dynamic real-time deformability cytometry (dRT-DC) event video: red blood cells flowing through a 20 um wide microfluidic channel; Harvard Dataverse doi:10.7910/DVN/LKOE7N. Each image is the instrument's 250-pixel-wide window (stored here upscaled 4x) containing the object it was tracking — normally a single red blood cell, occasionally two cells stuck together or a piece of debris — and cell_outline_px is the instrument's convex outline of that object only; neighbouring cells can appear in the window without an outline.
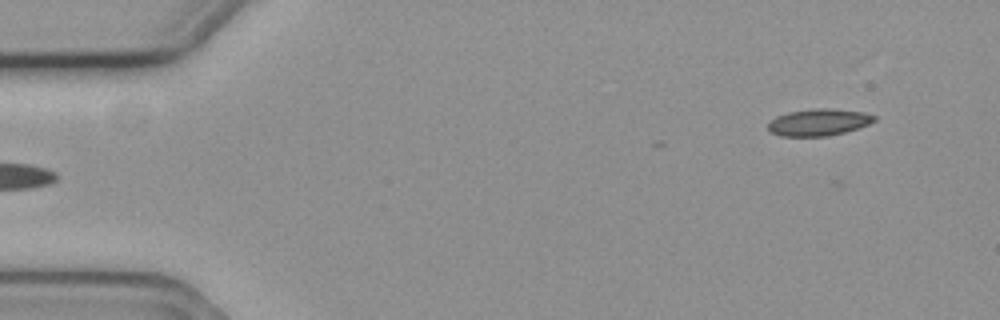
{"species": "common noctule bat (a hibernating species)", "species_latin": "Nyctalus noctula", "temperature_condition": "cold", "stored_images_in_passage": 6, "camera_frame_rate_fps": 3000, "um_per_image_px": 0.085, "animal": {"sex": "female", "body_mass_g": 19.3, "forearm_length_mm": 54.1}, "frame": {"image": 1, "passage_image": 6, "time_ms": 1.667, "image_size_px": [1000, 320], "cell_outline_px": [[876, 120], [868, 124], [844, 132], [828, 136], [780, 136], [768, 132], [768, 124], [776, 116], [788, 112], [812, 108], [832, 108], [864, 112], [876, 116]], "centroid_in_image_um": [69.56, 10.38], "position_along_channel_um": 15.4, "area_um2": 16.7}}